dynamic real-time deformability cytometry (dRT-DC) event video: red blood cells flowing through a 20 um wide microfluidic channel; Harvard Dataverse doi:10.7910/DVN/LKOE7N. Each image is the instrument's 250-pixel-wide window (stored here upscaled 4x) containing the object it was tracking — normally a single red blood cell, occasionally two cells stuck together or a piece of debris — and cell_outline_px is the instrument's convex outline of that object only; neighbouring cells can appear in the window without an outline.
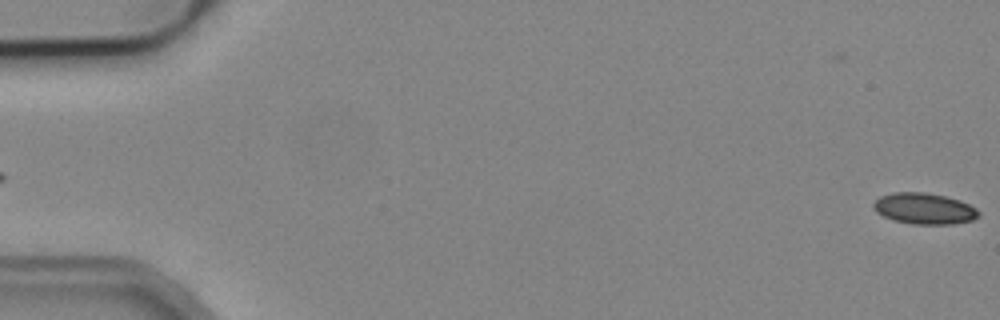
{"species": "common noctule bat (a hibernating species)", "species_latin": "Nyctalus noctula", "temperature_condition": "cold", "stored_images_in_passage": 6, "segment_of_instrument_passage": [2, 2], "camera_frame_rate_fps": 3000, "um_per_image_px": 0.085, "animal": {"sex": "male", "body_mass_g": 19.2, "forearm_length_mm": 51.8}, "frame": {"image": 1, "passage_image": 6, "time_ms": 6.0, "image_size_px": [1000, 320], "cell_outline_px": [[980, 216], [972, 220], [952, 224], [912, 224], [892, 220], [876, 212], [872, 208], [872, 204], [880, 196], [892, 192], [924, 192], [944, 196], [960, 200], [976, 208], [980, 212]], "centroid_in_image_um": [78.54, 17.73], "position_along_channel_um": 6.5, "area_um2": 19.19}}